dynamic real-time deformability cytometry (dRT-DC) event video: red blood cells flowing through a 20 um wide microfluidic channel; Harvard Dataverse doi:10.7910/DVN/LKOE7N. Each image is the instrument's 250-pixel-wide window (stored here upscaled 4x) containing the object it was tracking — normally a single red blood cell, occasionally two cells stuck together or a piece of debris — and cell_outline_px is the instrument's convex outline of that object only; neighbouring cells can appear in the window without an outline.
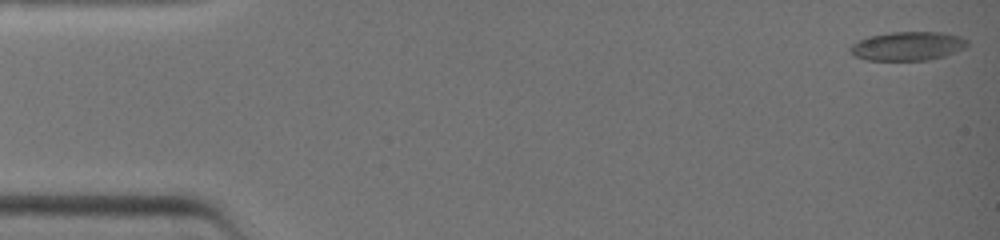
{"species": "common noctule bat (a hibernating species)", "species_latin": "Nyctalus noctula", "temperature_condition": "warm", "stored_images_in_passage": 39, "camera_frame_rate_fps": 3000, "um_per_image_px": 0.085, "animal": {"sex": "female", "body_mass_g": 19.0, "forearm_length_mm": 51.5}, "frame": {"image": 1, "passage_image": 1, "time_ms": 0.0, "image_size_px": [1000, 240], "cell_outline_px": [[968, 44], [964, 48], [956, 52], [944, 56], [928, 60], [864, 60], [848, 52], [848, 48], [852, 44], [860, 40], [872, 36], [892, 32], [944, 32], [960, 36], [968, 40]], "centroid_in_image_um": [77.16, 3.92], "position_along_channel_um": 7.8, "area_um2": 19.71}}
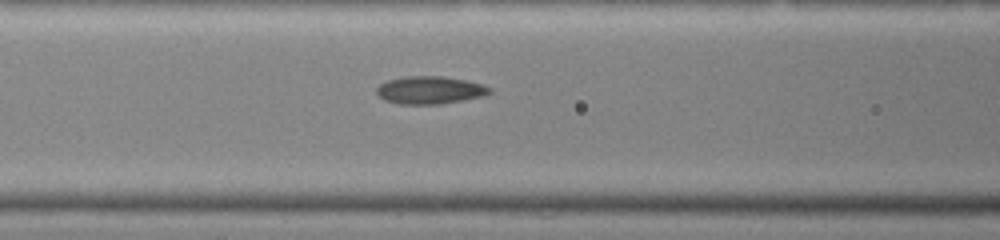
{"frame": {"image": 2, "passage_image": 17, "time_ms": 5.333, "image_size_px": [1000, 240], "cell_outline_px": [[492, 92], [484, 96], [440, 104], [400, 104], [384, 100], [376, 92], [376, 88], [380, 84], [388, 80], [404, 76], [444, 76], [468, 80], [484, 84], [492, 88]], "centroid_in_image_um": [36.58, 7.65], "position_along_channel_um": 130.0, "area_um2": 18.44}}
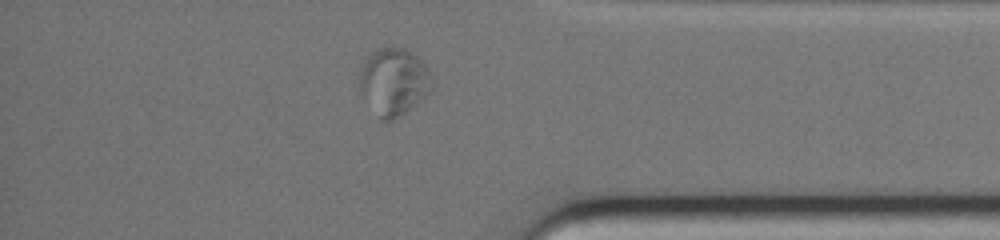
{"frame": {"image": 3, "passage_image": 34, "time_ms": 11.0, "image_size_px": [1000, 240], "cell_outline_px": [[436, 84], [424, 96], [400, 116], [392, 120], [380, 120], [360, 92], [360, 72], [368, 56], [376, 48], [404, 48], [412, 52], [428, 68]], "centroid_in_image_um": [33.49, 6.94], "position_along_channel_um": 401.7, "area_um2": 28.09}}